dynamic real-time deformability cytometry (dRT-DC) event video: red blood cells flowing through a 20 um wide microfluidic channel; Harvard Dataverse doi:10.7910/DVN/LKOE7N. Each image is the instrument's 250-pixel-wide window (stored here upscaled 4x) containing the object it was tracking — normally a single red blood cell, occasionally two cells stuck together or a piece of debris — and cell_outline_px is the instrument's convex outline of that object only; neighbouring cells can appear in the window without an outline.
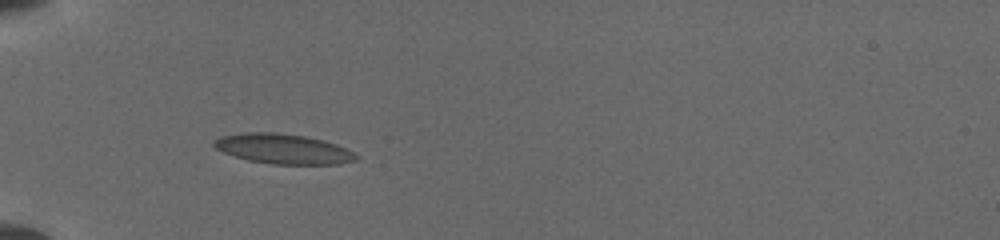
{"species": "common noctule bat (a hibernating species)", "species_latin": "Nyctalus noctula", "temperature_condition": "cold", "stored_images_in_passage": 11, "camera_frame_rate_fps": 3000, "um_per_image_px": 0.085, "animal": {"sex": "female", "body_mass_g": 19.5, "forearm_length_mm": 54.1}, "frame": {"image": 1, "passage_image": 4, "time_ms": 2.0, "image_size_px": [1000, 240], "cell_outline_px": [[360, 156], [356, 160], [340, 164], [272, 164], [248, 160], [224, 152], [216, 148], [212, 144], [212, 140], [220, 136], [240, 132], [276, 132], [304, 136], [324, 140], [336, 144]], "centroid_in_image_um": [24.05, 12.64], "position_along_channel_um": 61.0, "area_um2": 24.85}}
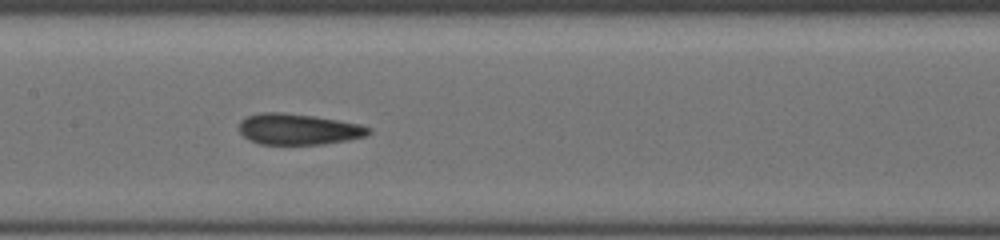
{"frame": {"image": 2, "passage_image": 8, "time_ms": 5.333, "image_size_px": [1000, 240], "cell_outline_px": [[372, 132], [368, 136], [348, 140], [324, 144], [260, 144], [248, 140], [240, 132], [240, 120], [248, 116], [260, 112], [284, 112], [312, 116], [360, 124], [372, 128]], "centroid_in_image_um": [25.38, 10.98], "position_along_channel_um": 182.0, "area_um2": 23.47}}
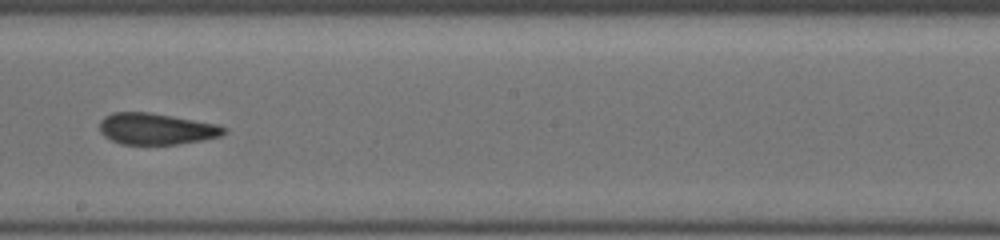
{"frame": {"image": 3, "passage_image": 10, "time_ms": 6.667, "image_size_px": [1000, 240], "cell_outline_px": [[228, 132], [220, 136], [204, 140], [180, 144], [120, 144], [104, 136], [100, 132], [100, 120], [104, 116], [112, 112], [148, 112], [172, 116], [216, 124], [228, 128]], "centroid_in_image_um": [13.29, 10.95], "position_along_channel_um": 234.9, "area_um2": 22.83}}